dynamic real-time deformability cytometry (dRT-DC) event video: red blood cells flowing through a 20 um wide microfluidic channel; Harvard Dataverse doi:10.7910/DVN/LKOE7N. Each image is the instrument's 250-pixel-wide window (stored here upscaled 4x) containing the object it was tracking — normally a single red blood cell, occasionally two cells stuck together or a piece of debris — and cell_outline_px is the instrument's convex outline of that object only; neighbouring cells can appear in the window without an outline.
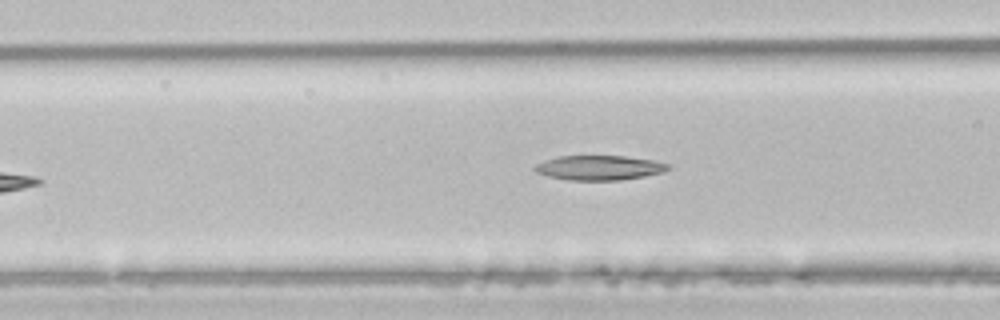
{"species": "common noctule bat (a hibernating species)", "species_latin": "Nyctalus noctula", "temperature_condition": "room temperature", "stored_images_in_passage": 6, "camera_frame_rate_fps": 3000, "um_per_image_px": 0.085, "animal": {"sex": "male", "body_mass_g": 21.5, "forearm_length_mm": 52.0}, "frame": {"image": 1, "passage_image": 6, "time_ms": 1.667, "image_size_px": [1000, 320], "cell_outline_px": [[672, 168], [664, 172], [644, 176], [620, 180], [568, 180], [548, 176], [536, 172], [532, 168], [536, 164], [544, 160], [560, 156], [624, 156], [656, 160], [672, 164]], "centroid_in_image_um": [50.99, 14.25], "position_along_channel_um": 115.6, "area_um2": 19.36}}